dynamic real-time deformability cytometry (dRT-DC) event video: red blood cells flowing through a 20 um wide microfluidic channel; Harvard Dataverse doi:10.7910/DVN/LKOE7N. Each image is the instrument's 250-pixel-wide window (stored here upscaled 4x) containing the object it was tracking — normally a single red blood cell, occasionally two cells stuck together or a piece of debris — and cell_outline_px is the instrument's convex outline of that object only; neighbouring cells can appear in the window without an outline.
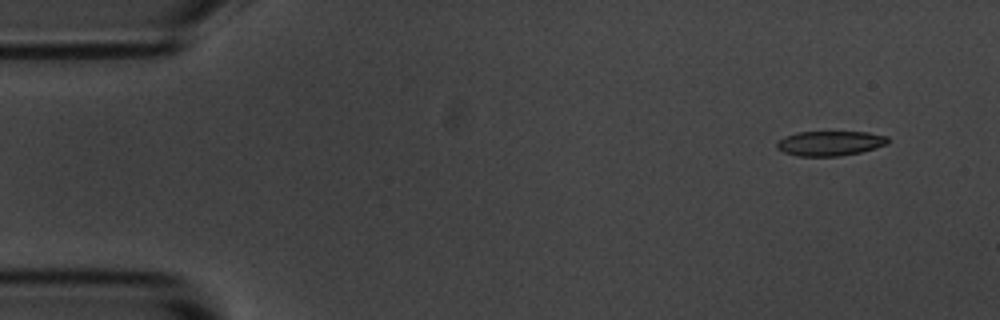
{"species": "common noctule bat (a hibernating species)", "species_latin": "Nyctalus noctula", "temperature_condition": "room temperature", "stored_images_in_passage": 6, "camera_frame_rate_fps": 3000, "um_per_image_px": 0.085, "animal": {"sex": "male", "body_mass_g": 20.1, "forearm_length_mm": 53.5}, "frame": {"image": 1, "passage_image": 2, "time_ms": 1.0, "image_size_px": [1000, 320], "cell_outline_px": [[888, 144], [860, 152], [840, 156], [796, 156], [784, 152], [776, 148], [776, 144], [784, 136], [796, 132], [868, 132], [888, 136]], "centroid_in_image_um": [70.54, 12.18], "position_along_channel_um": 14.5, "area_um2": 16.07}}